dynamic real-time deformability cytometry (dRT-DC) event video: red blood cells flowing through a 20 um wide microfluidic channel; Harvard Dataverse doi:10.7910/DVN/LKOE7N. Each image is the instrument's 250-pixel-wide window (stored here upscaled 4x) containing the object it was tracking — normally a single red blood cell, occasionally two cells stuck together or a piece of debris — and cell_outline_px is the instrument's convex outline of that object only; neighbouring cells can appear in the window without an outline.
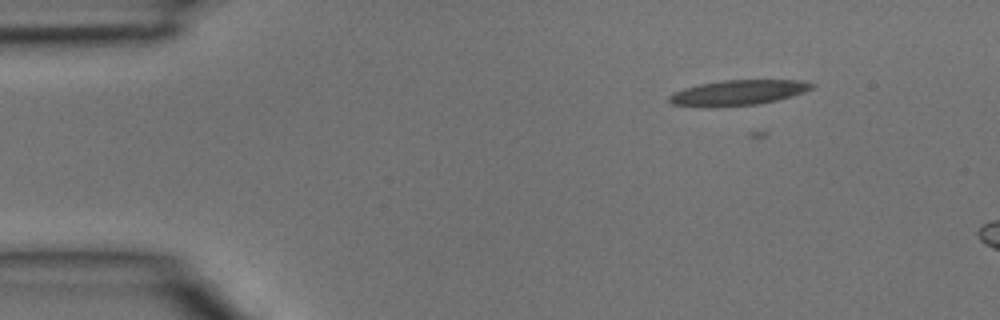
{"species": "common noctule bat (a hibernating species)", "species_latin": "Nyctalus noctula", "temperature_condition": "room temperature", "stored_images_in_passage": 5, "camera_frame_rate_fps": 3000, "um_per_image_px": 0.085, "animal": {"sex": "male", "body_mass_g": 15.6}, "frame": {"image": 1, "passage_image": 5, "time_ms": 1.333, "image_size_px": [1000, 320], "cell_outline_px": [[816, 88], [792, 96], [776, 100], [756, 104], [672, 104], [668, 100], [668, 96], [684, 88], [700, 84], [724, 80], [800, 80], [816, 84]], "centroid_in_image_um": [62.89, 7.81], "position_along_channel_um": 22.1, "area_um2": 19.88}}